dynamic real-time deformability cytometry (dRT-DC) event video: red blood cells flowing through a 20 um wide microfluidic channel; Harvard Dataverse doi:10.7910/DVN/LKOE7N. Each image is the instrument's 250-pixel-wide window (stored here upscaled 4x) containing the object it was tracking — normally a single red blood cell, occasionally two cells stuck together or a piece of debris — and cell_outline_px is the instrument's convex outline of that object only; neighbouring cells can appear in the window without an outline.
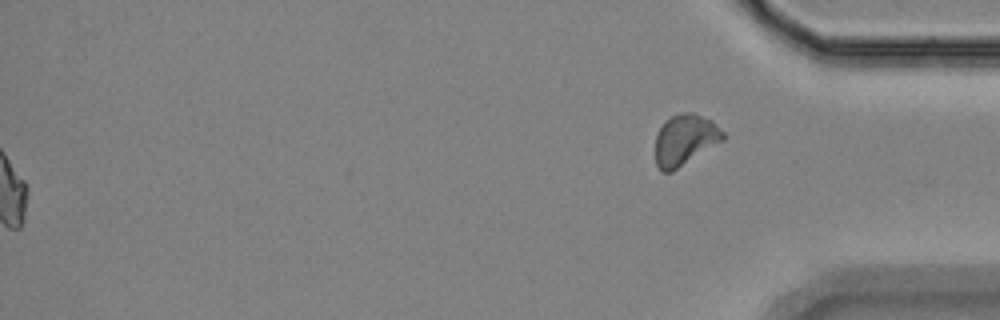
{"species": "Egyptian fruit bat (a non-hibernating species)", "species_latin": "Rousettus aegyptiacus", "temperature_condition": "room temperature", "stored_images_in_passage": 57, "segment_of_instrument_passage": [2, 2], "camera_frame_rate_fps": 3000, "um_per_image_px": 0.085, "animal": {"sex": "female"}, "frame": {"image": 1, "passage_image": 57, "time_ms": 18.667, "image_size_px": [1000, 320], "cell_outline_px": [[724, 140], [672, 172], [660, 172], [656, 164], [656, 136], [664, 120], [680, 112], [692, 112], [712, 120], [724, 132]], "centroid_in_image_um": [58.22, 11.89], "position_along_channel_um": 377.0, "area_um2": 20.17}}